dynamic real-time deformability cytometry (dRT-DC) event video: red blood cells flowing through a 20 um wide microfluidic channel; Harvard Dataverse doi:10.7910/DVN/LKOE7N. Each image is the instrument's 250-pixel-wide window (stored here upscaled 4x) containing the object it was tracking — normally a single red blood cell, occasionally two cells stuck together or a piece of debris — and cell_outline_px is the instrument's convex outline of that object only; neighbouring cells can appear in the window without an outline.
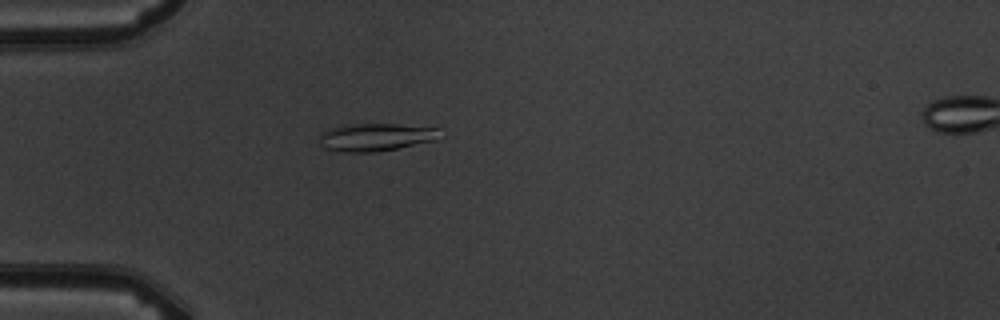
{"species": "common noctule bat (a hibernating species)", "species_latin": "Nyctalus noctula", "temperature_condition": "warm", "stored_images_in_passage": 5, "camera_frame_rate_fps": 3000, "um_per_image_px": 0.085, "animal": {"sex": "male", "body_mass_g": 19.5, "forearm_length_mm": 54.6}, "frame": {"image": 1, "passage_image": 4, "time_ms": 4.333, "image_size_px": [1000, 320], "cell_outline_px": [[444, 136], [436, 140], [376, 152], [344, 152], [324, 148], [320, 144], [320, 132], [328, 128], [344, 124], [396, 124], [440, 128]], "centroid_in_image_um": [31.95, 11.64], "position_along_channel_um": 53.0, "area_um2": 19.77}}